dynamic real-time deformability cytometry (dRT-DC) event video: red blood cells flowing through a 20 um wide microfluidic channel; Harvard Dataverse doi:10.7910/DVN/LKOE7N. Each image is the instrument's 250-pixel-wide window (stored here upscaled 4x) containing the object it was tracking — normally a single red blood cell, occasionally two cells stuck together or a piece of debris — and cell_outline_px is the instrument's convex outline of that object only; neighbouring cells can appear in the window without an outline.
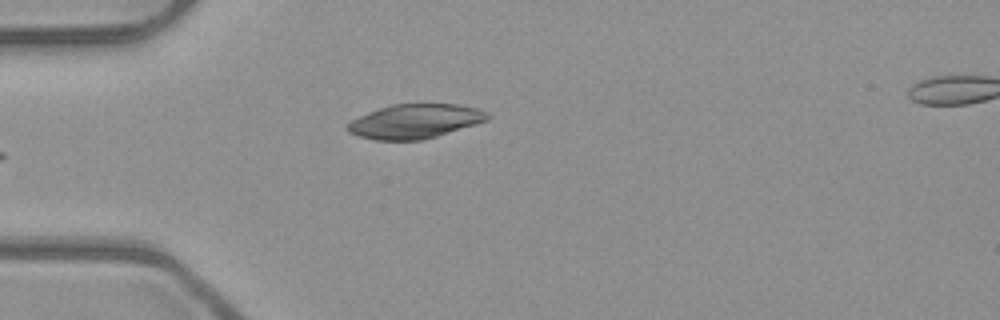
{"species": "common noctule bat (a hibernating species)", "species_latin": "Nyctalus noctula", "temperature_condition": "room temperature", "stored_images_in_passage": 5, "camera_frame_rate_fps": 3000, "um_per_image_px": 0.085, "animal": {"sex": "male", "body_mass_g": 23.1, "forearm_length_mm": 52.7}, "frame": {"image": 1, "passage_image": 5, "time_ms": 1.333, "image_size_px": [1000, 320], "cell_outline_px": [[492, 116], [488, 120], [476, 124], [424, 140], [376, 140], [360, 136], [348, 132], [344, 128], [352, 120], [368, 112], [392, 104], [460, 104], [476, 108], [488, 112]], "centroid_in_image_um": [35.3, 10.31], "position_along_channel_um": 49.7, "area_um2": 27.98}}